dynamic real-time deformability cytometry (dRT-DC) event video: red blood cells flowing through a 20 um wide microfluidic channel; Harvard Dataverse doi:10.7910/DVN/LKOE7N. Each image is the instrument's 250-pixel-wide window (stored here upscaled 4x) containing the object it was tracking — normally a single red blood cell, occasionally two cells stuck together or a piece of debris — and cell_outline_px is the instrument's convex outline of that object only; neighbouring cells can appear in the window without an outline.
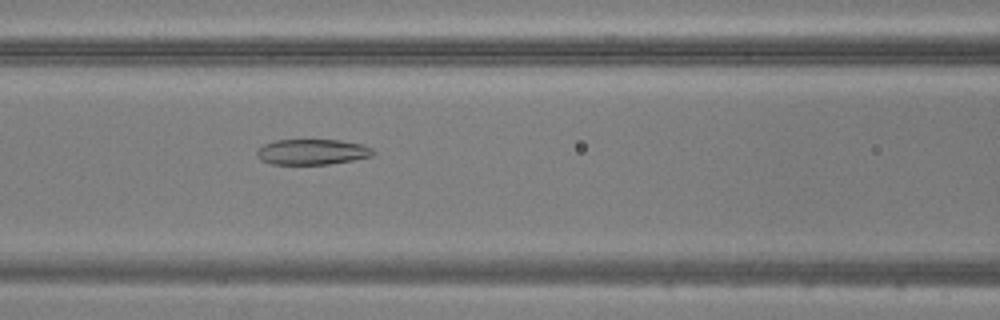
{"species": "common noctule bat (a hibernating species)", "species_latin": "Nyctalus noctula", "temperature_condition": "warm", "stored_images_in_passage": 45, "camera_frame_rate_fps": 3000, "um_per_image_px": 0.085, "animal": {"sex": "male", "body_mass_g": 20.5, "forearm_length_mm": 52.5}, "frame": {"image": 1, "passage_image": 17, "time_ms": 5.333, "image_size_px": [1000, 320], "cell_outline_px": [[376, 156], [328, 164], [272, 164], [260, 160], [256, 152], [264, 144], [276, 140], [340, 140], [360, 144], [372, 148], [376, 152]], "centroid_in_image_um": [26.57, 12.91], "position_along_channel_um": 140.0, "area_um2": 17.28}}
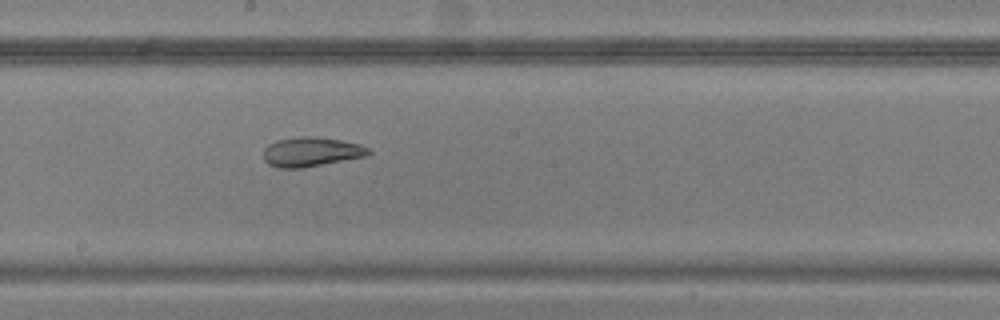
{"frame": {"image": 2, "passage_image": 23, "time_ms": 7.333, "image_size_px": [1000, 320], "cell_outline_px": [[372, 152], [368, 156], [304, 168], [276, 168], [268, 164], [264, 160], [264, 148], [268, 144], [276, 140], [300, 136], [312, 136], [340, 140], [360, 144], [368, 148]], "centroid_in_image_um": [26.45, 12.91], "position_along_channel_um": 221.8, "area_um2": 18.26}}
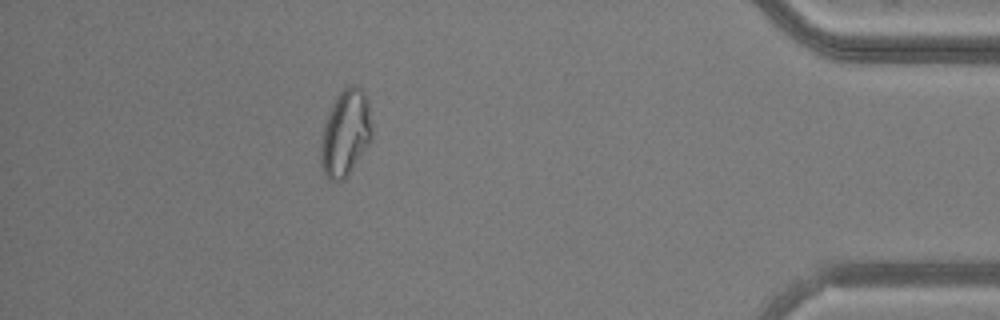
{"frame": {"image": 3, "passage_image": 40, "time_ms": 13.0, "image_size_px": [1000, 320], "cell_outline_px": [[372, 140], [348, 176], [344, 180], [328, 180], [324, 176], [320, 160], [320, 144], [324, 124], [328, 112], [336, 96], [348, 84], [356, 84], [364, 92], [368, 100], [372, 132]], "centroid_in_image_um": [29.36, 11.32], "position_along_channel_um": 405.8, "area_um2": 26.18}}